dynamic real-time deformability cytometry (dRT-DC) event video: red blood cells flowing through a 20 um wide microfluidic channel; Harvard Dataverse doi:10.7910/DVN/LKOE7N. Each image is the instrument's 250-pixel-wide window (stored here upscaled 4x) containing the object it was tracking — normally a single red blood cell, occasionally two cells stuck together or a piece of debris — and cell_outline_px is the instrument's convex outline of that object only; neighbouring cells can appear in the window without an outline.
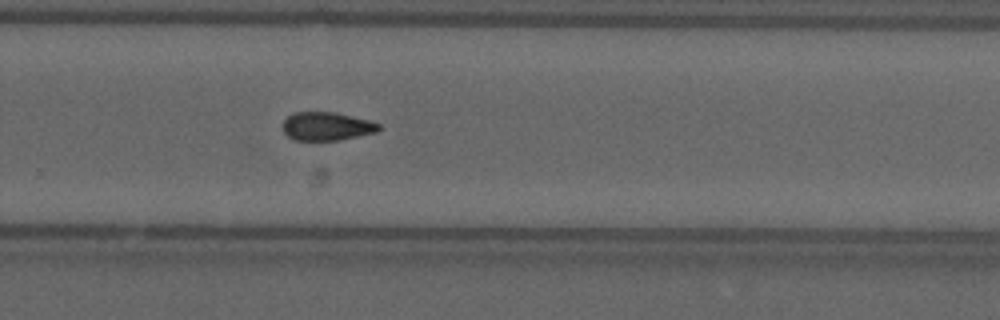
{"species": "common noctule bat (a hibernating species)", "species_latin": "Nyctalus noctula", "temperature_condition": "cold", "stored_images_in_passage": 45, "camera_frame_rate_fps": 3000, "um_per_image_px": 0.085, "animal": {"sex": "male", "forearm_length_mm": 52.5}, "frame": {"image": 1, "passage_image": 26, "time_ms": 8.333, "image_size_px": [1000, 320], "cell_outline_px": [[380, 128], [376, 132], [340, 140], [292, 140], [284, 132], [284, 120], [292, 112], [332, 112], [368, 120], [380, 124]], "centroid_in_image_um": [27.75, 10.74], "position_along_channel_um": 302.1, "area_um2": 15.72}, "authors_computed_cell_mechanics": {"area_um2": 16.6464, "velocity_mm_per_s": 3.6941, "shape_relaxation_time_tau1_ms": null, "shape_relaxation_time_tau2_ms": 5.8765, "deformation_change_tau1": null, "deformation_change_tau2": 0.131}}